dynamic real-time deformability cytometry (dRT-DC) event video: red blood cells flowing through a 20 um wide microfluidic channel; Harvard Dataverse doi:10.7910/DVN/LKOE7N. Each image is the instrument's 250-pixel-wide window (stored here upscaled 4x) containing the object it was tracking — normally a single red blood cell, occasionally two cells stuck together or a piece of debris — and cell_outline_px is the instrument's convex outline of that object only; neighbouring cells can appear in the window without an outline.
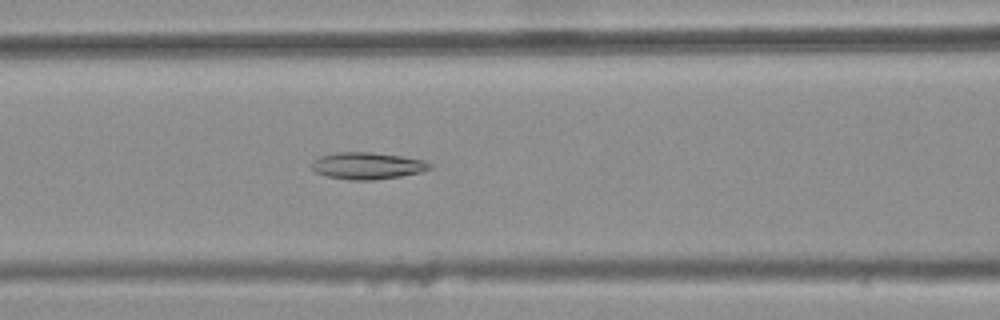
{"species": "common noctule bat (a hibernating species)", "species_latin": "Nyctalus noctula", "temperature_condition": "warm", "stored_images_in_passage": 34, "camera_frame_rate_fps": 3000, "um_per_image_px": 0.085, "animal": {"sex": "female", "body_mass_g": 25.1}, "frame": {"image": 1, "passage_image": 10, "time_ms": 3.0, "image_size_px": [1000, 320], "cell_outline_px": [[432, 168], [420, 172], [400, 176], [372, 180], [348, 180], [328, 176], [316, 172], [312, 168], [312, 160], [320, 156], [336, 152], [368, 152], [400, 156], [424, 160], [432, 164]], "centroid_in_image_um": [31.21, 14.09], "position_along_channel_um": 135.4, "area_um2": 18.38}}
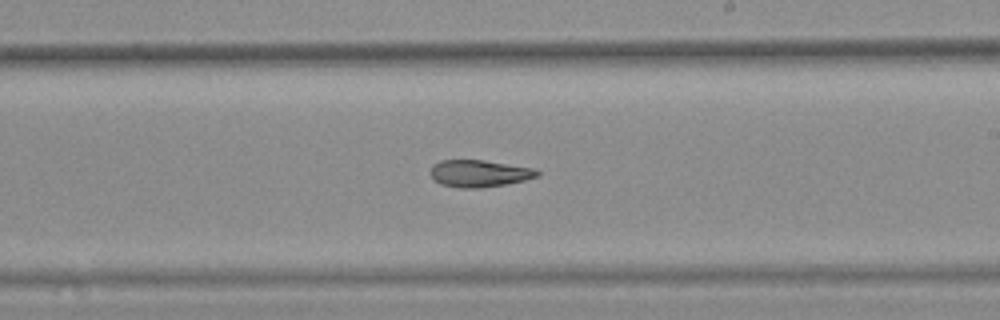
{"frame": {"image": 2, "passage_image": 19, "time_ms": 6.0, "image_size_px": [1000, 320], "cell_outline_px": [[540, 176], [524, 180], [504, 184], [480, 188], [460, 188], [440, 184], [432, 180], [432, 164], [440, 160], [484, 160], [536, 168], [540, 172]], "centroid_in_image_um": [40.75, 14.74], "position_along_channel_um": 248.3, "area_um2": 16.94}}
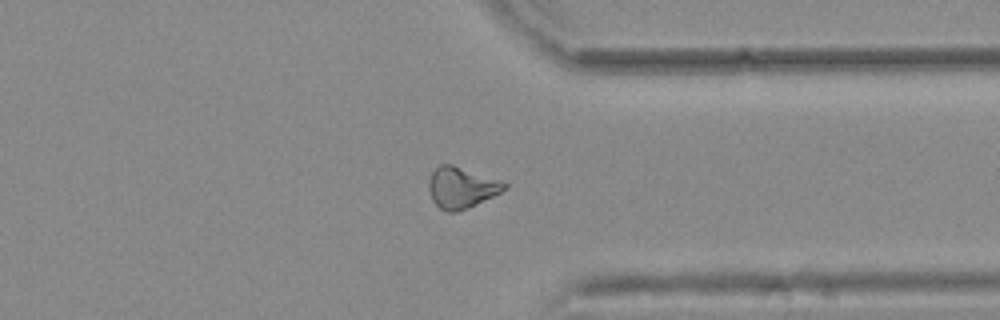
{"frame": {"image": 3, "passage_image": 29, "time_ms": 9.333, "image_size_px": [1000, 320], "cell_outline_px": [[508, 188], [468, 208], [456, 212], [448, 212], [440, 208], [432, 200], [428, 188], [428, 184], [432, 172], [440, 164], [452, 164], [504, 180], [508, 184]], "centroid_in_image_um": [39.25, 15.93], "position_along_channel_um": 372.2, "area_um2": 18.26}, "authors_computed_cell_mechanics": {"area_um2": 17.7446, "velocity_mm_per_s": 3.774, "shape_relaxation_time_tau1_ms": null, "shape_relaxation_time_tau2_ms": 8.081, "deformation_change_tau1": null, "deformation_change_tau2": 0.1644}}